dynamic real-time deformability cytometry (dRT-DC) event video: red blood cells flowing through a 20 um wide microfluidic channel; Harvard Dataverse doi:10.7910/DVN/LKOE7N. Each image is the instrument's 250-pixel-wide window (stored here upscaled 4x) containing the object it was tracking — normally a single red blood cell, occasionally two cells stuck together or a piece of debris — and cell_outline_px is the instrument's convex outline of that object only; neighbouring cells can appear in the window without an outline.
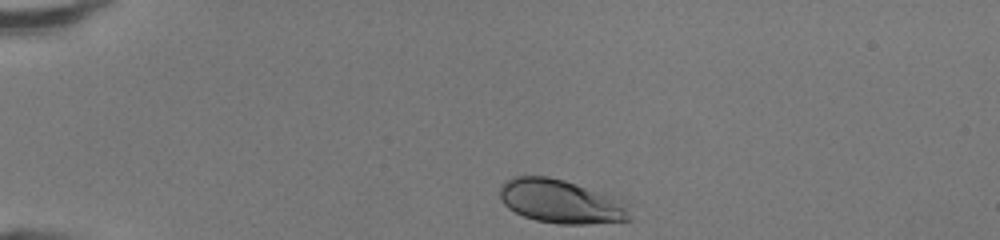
{"species": "human", "species_latin": "Homo sapiens", "temperature_condition": "room temperature", "stored_images_in_passage": 32, "camera_frame_rate_fps": 3000, "um_per_image_px": 0.085, "donor": {"sex": "female"}, "frame": {"image": 1, "passage_image": 1, "time_ms": 0.0, "image_size_px": [1000, 240], "cell_outline_px": [[632, 220], [588, 224], [560, 224], [536, 220], [524, 216], [508, 208], [500, 200], [500, 184], [504, 180], [512, 176], [548, 176], [564, 180], [576, 184], [620, 200], [632, 216]], "centroid_in_image_um": [47.6, 17.12], "position_along_channel_um": 37.4, "area_um2": 32.83}}
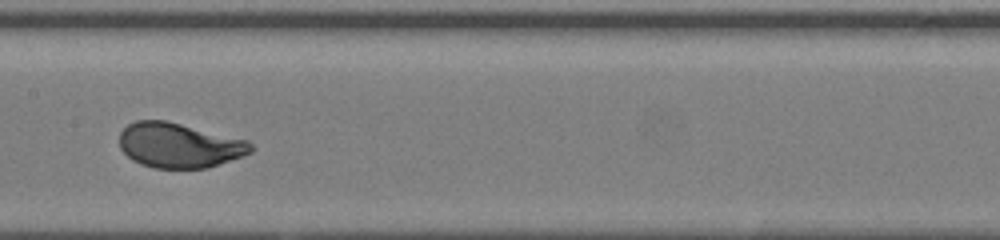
{"frame": {"image": 2, "passage_image": 16, "time_ms": 5.0, "image_size_px": [1000, 240], "cell_outline_px": [[256, 148], [252, 152], [208, 168], [152, 168], [140, 164], [132, 160], [120, 148], [120, 132], [128, 124], [136, 120], [164, 120], [248, 140]], "centroid_in_image_um": [15.23, 12.36], "position_along_channel_um": 192.2, "area_um2": 34.33}}
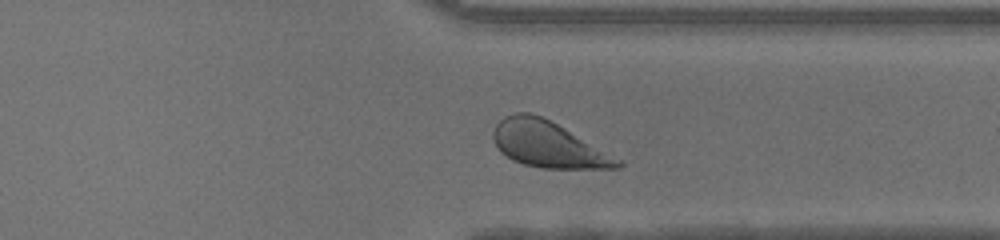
{"frame": {"image": 3, "passage_image": 28, "time_ms": 9.0, "image_size_px": [1000, 240], "cell_outline_px": [[624, 164], [620, 168], [540, 168], [524, 164], [512, 160], [500, 152], [492, 136], [492, 132], [496, 124], [504, 116], [516, 112], [528, 112], [540, 116], [564, 128], [624, 160]], "centroid_in_image_um": [46.59, 12.29], "position_along_channel_um": 364.8, "area_um2": 33.29}, "authors_computed_cell_mechanics": {"area_um2": 34.6511, "velocity_mm_per_s": 4.304, "shape_relaxation_time_tau1_ms": 2.0524, "shape_relaxation_time_tau2_ms": null, "deformation_change_tau1": 0.129, "deformation_change_tau2": null}}